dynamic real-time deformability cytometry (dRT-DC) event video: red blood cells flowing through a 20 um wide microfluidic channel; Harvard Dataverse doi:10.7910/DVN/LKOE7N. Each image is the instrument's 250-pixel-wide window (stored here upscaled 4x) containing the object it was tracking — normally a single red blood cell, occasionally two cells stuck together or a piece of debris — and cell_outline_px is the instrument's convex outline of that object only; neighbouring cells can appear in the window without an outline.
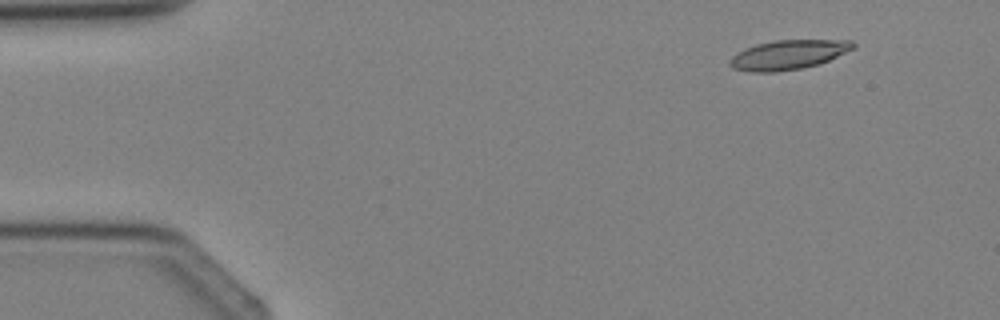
{"species": "Egyptian fruit bat (a non-hibernating species)", "species_latin": "Rousettus aegyptiacus", "temperature_condition": "cold", "stored_images_in_passage": 3, "segment_of_instrument_passage": [2, 2], "camera_frame_rate_fps": 3000, "um_per_image_px": 0.085, "animal": {"sex": "female"}, "frame": {"image": 1, "passage_image": 3, "time_ms": 2.333, "image_size_px": [1000, 320], "cell_outline_px": [[856, 48], [820, 64], [800, 68], [776, 72], [752, 72], [732, 68], [728, 64], [728, 60], [732, 56], [744, 48], [756, 44], [776, 40], [852, 40], [856, 44]], "centroid_in_image_um": [67.01, 4.65], "position_along_channel_um": 18.0, "area_um2": 21.33}}